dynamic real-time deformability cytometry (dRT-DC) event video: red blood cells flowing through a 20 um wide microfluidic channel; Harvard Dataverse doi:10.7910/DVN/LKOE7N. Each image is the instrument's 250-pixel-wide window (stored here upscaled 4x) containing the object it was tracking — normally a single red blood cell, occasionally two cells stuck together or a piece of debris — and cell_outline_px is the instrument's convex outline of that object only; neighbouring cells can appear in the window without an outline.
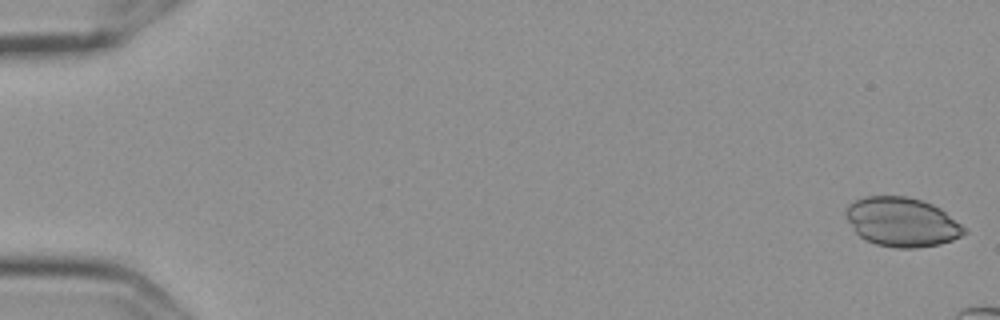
{"species": "Egyptian fruit bat (a non-hibernating species)", "species_latin": "Rousettus aegyptiacus", "temperature_condition": "cold", "stored_images_in_passage": 11, "camera_frame_rate_fps": 3000, "um_per_image_px": 0.085, "frame": {"image": 1, "passage_image": 1, "time_ms": 0.0, "image_size_px": [1000, 320], "cell_outline_px": [[968, 232], [952, 240], [940, 244], [912, 248], [896, 248], [876, 244], [860, 236], [856, 232], [848, 220], [844, 212], [844, 208], [848, 204], [864, 196], [908, 196], [924, 200], [940, 208], [960, 224]], "centroid_in_image_um": [76.65, 18.85], "position_along_channel_um": 8.4, "area_um2": 33.81}}